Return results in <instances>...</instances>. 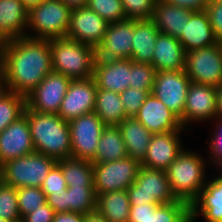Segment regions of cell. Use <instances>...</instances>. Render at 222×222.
<instances>
[{
    "label": "cell",
    "mask_w": 222,
    "mask_h": 222,
    "mask_svg": "<svg viewBox=\"0 0 222 222\" xmlns=\"http://www.w3.org/2000/svg\"><path fill=\"white\" fill-rule=\"evenodd\" d=\"M9 92L28 96L53 71L49 39L23 36L0 43Z\"/></svg>",
    "instance_id": "1"
},
{
    "label": "cell",
    "mask_w": 222,
    "mask_h": 222,
    "mask_svg": "<svg viewBox=\"0 0 222 222\" xmlns=\"http://www.w3.org/2000/svg\"><path fill=\"white\" fill-rule=\"evenodd\" d=\"M27 120L34 149L56 161L72 157L70 128L58 114H47L27 108Z\"/></svg>",
    "instance_id": "2"
},
{
    "label": "cell",
    "mask_w": 222,
    "mask_h": 222,
    "mask_svg": "<svg viewBox=\"0 0 222 222\" xmlns=\"http://www.w3.org/2000/svg\"><path fill=\"white\" fill-rule=\"evenodd\" d=\"M207 161L200 153L184 148L169 165L166 173L171 192L177 200L191 205L199 196L208 180L206 168L210 163Z\"/></svg>",
    "instance_id": "3"
},
{
    "label": "cell",
    "mask_w": 222,
    "mask_h": 222,
    "mask_svg": "<svg viewBox=\"0 0 222 222\" xmlns=\"http://www.w3.org/2000/svg\"><path fill=\"white\" fill-rule=\"evenodd\" d=\"M52 68L71 80L93 77L96 48L68 38L49 39Z\"/></svg>",
    "instance_id": "4"
},
{
    "label": "cell",
    "mask_w": 222,
    "mask_h": 222,
    "mask_svg": "<svg viewBox=\"0 0 222 222\" xmlns=\"http://www.w3.org/2000/svg\"><path fill=\"white\" fill-rule=\"evenodd\" d=\"M71 11L61 0H44L29 10L26 36L41 39L65 38Z\"/></svg>",
    "instance_id": "5"
},
{
    "label": "cell",
    "mask_w": 222,
    "mask_h": 222,
    "mask_svg": "<svg viewBox=\"0 0 222 222\" xmlns=\"http://www.w3.org/2000/svg\"><path fill=\"white\" fill-rule=\"evenodd\" d=\"M57 161L36 151L10 160L0 166V180L18 189L41 188L49 171Z\"/></svg>",
    "instance_id": "6"
},
{
    "label": "cell",
    "mask_w": 222,
    "mask_h": 222,
    "mask_svg": "<svg viewBox=\"0 0 222 222\" xmlns=\"http://www.w3.org/2000/svg\"><path fill=\"white\" fill-rule=\"evenodd\" d=\"M130 206L170 204L177 199L170 189L166 171L140 166L135 182L126 190Z\"/></svg>",
    "instance_id": "7"
},
{
    "label": "cell",
    "mask_w": 222,
    "mask_h": 222,
    "mask_svg": "<svg viewBox=\"0 0 222 222\" xmlns=\"http://www.w3.org/2000/svg\"><path fill=\"white\" fill-rule=\"evenodd\" d=\"M92 164L96 196L112 191L127 190L135 182L141 166L138 160L130 157Z\"/></svg>",
    "instance_id": "8"
},
{
    "label": "cell",
    "mask_w": 222,
    "mask_h": 222,
    "mask_svg": "<svg viewBox=\"0 0 222 222\" xmlns=\"http://www.w3.org/2000/svg\"><path fill=\"white\" fill-rule=\"evenodd\" d=\"M185 72L191 82L219 87L222 84V49L219 41L186 52Z\"/></svg>",
    "instance_id": "9"
},
{
    "label": "cell",
    "mask_w": 222,
    "mask_h": 222,
    "mask_svg": "<svg viewBox=\"0 0 222 222\" xmlns=\"http://www.w3.org/2000/svg\"><path fill=\"white\" fill-rule=\"evenodd\" d=\"M68 124L72 157L91 161L95 157L101 133L106 126L94 112L84 114Z\"/></svg>",
    "instance_id": "10"
},
{
    "label": "cell",
    "mask_w": 222,
    "mask_h": 222,
    "mask_svg": "<svg viewBox=\"0 0 222 222\" xmlns=\"http://www.w3.org/2000/svg\"><path fill=\"white\" fill-rule=\"evenodd\" d=\"M190 83L191 80L185 70L158 71L152 94L180 119L184 113Z\"/></svg>",
    "instance_id": "11"
},
{
    "label": "cell",
    "mask_w": 222,
    "mask_h": 222,
    "mask_svg": "<svg viewBox=\"0 0 222 222\" xmlns=\"http://www.w3.org/2000/svg\"><path fill=\"white\" fill-rule=\"evenodd\" d=\"M71 79L58 72H50L40 84L26 96V107L32 111L58 114Z\"/></svg>",
    "instance_id": "12"
},
{
    "label": "cell",
    "mask_w": 222,
    "mask_h": 222,
    "mask_svg": "<svg viewBox=\"0 0 222 222\" xmlns=\"http://www.w3.org/2000/svg\"><path fill=\"white\" fill-rule=\"evenodd\" d=\"M217 88L191 82L187 91L183 116L179 119L184 129L189 124L217 119Z\"/></svg>",
    "instance_id": "13"
},
{
    "label": "cell",
    "mask_w": 222,
    "mask_h": 222,
    "mask_svg": "<svg viewBox=\"0 0 222 222\" xmlns=\"http://www.w3.org/2000/svg\"><path fill=\"white\" fill-rule=\"evenodd\" d=\"M96 91L97 84L93 77L71 80L58 115L70 122L84 114L94 112Z\"/></svg>",
    "instance_id": "14"
},
{
    "label": "cell",
    "mask_w": 222,
    "mask_h": 222,
    "mask_svg": "<svg viewBox=\"0 0 222 222\" xmlns=\"http://www.w3.org/2000/svg\"><path fill=\"white\" fill-rule=\"evenodd\" d=\"M108 23L96 12L81 7L71 11L66 38L97 48L103 41Z\"/></svg>",
    "instance_id": "15"
},
{
    "label": "cell",
    "mask_w": 222,
    "mask_h": 222,
    "mask_svg": "<svg viewBox=\"0 0 222 222\" xmlns=\"http://www.w3.org/2000/svg\"><path fill=\"white\" fill-rule=\"evenodd\" d=\"M134 19L109 24L102 43L96 48L98 59H131Z\"/></svg>",
    "instance_id": "16"
},
{
    "label": "cell",
    "mask_w": 222,
    "mask_h": 222,
    "mask_svg": "<svg viewBox=\"0 0 222 222\" xmlns=\"http://www.w3.org/2000/svg\"><path fill=\"white\" fill-rule=\"evenodd\" d=\"M182 131H170L154 133L141 166L166 171L169 165L177 158L184 149L182 144Z\"/></svg>",
    "instance_id": "17"
},
{
    "label": "cell",
    "mask_w": 222,
    "mask_h": 222,
    "mask_svg": "<svg viewBox=\"0 0 222 222\" xmlns=\"http://www.w3.org/2000/svg\"><path fill=\"white\" fill-rule=\"evenodd\" d=\"M35 152L27 120L24 114L0 133V166L10 160Z\"/></svg>",
    "instance_id": "18"
},
{
    "label": "cell",
    "mask_w": 222,
    "mask_h": 222,
    "mask_svg": "<svg viewBox=\"0 0 222 222\" xmlns=\"http://www.w3.org/2000/svg\"><path fill=\"white\" fill-rule=\"evenodd\" d=\"M135 118L152 134L170 131H189L184 129L179 118L159 99L150 93Z\"/></svg>",
    "instance_id": "19"
},
{
    "label": "cell",
    "mask_w": 222,
    "mask_h": 222,
    "mask_svg": "<svg viewBox=\"0 0 222 222\" xmlns=\"http://www.w3.org/2000/svg\"><path fill=\"white\" fill-rule=\"evenodd\" d=\"M128 222H191L190 205L182 200L161 205L137 204L130 206Z\"/></svg>",
    "instance_id": "20"
},
{
    "label": "cell",
    "mask_w": 222,
    "mask_h": 222,
    "mask_svg": "<svg viewBox=\"0 0 222 222\" xmlns=\"http://www.w3.org/2000/svg\"><path fill=\"white\" fill-rule=\"evenodd\" d=\"M218 176L210 177L199 196L190 205V221L202 217L206 222H222V169Z\"/></svg>",
    "instance_id": "21"
},
{
    "label": "cell",
    "mask_w": 222,
    "mask_h": 222,
    "mask_svg": "<svg viewBox=\"0 0 222 222\" xmlns=\"http://www.w3.org/2000/svg\"><path fill=\"white\" fill-rule=\"evenodd\" d=\"M132 59H98L94 64L93 78L98 89L121 93L125 91L130 81V66Z\"/></svg>",
    "instance_id": "22"
},
{
    "label": "cell",
    "mask_w": 222,
    "mask_h": 222,
    "mask_svg": "<svg viewBox=\"0 0 222 222\" xmlns=\"http://www.w3.org/2000/svg\"><path fill=\"white\" fill-rule=\"evenodd\" d=\"M28 14L21 0H0V43L26 36Z\"/></svg>",
    "instance_id": "23"
},
{
    "label": "cell",
    "mask_w": 222,
    "mask_h": 222,
    "mask_svg": "<svg viewBox=\"0 0 222 222\" xmlns=\"http://www.w3.org/2000/svg\"><path fill=\"white\" fill-rule=\"evenodd\" d=\"M186 52L178 39L158 33L151 65L156 72L185 70Z\"/></svg>",
    "instance_id": "24"
},
{
    "label": "cell",
    "mask_w": 222,
    "mask_h": 222,
    "mask_svg": "<svg viewBox=\"0 0 222 222\" xmlns=\"http://www.w3.org/2000/svg\"><path fill=\"white\" fill-rule=\"evenodd\" d=\"M185 52L208 47L218 42L206 11L193 12L178 38Z\"/></svg>",
    "instance_id": "25"
},
{
    "label": "cell",
    "mask_w": 222,
    "mask_h": 222,
    "mask_svg": "<svg viewBox=\"0 0 222 222\" xmlns=\"http://www.w3.org/2000/svg\"><path fill=\"white\" fill-rule=\"evenodd\" d=\"M192 13L193 11L189 9L169 4L164 0H156L151 19L157 26L159 33L178 39Z\"/></svg>",
    "instance_id": "26"
},
{
    "label": "cell",
    "mask_w": 222,
    "mask_h": 222,
    "mask_svg": "<svg viewBox=\"0 0 222 222\" xmlns=\"http://www.w3.org/2000/svg\"><path fill=\"white\" fill-rule=\"evenodd\" d=\"M127 149V157L141 162L147 152L152 133L135 117H127L118 125Z\"/></svg>",
    "instance_id": "27"
},
{
    "label": "cell",
    "mask_w": 222,
    "mask_h": 222,
    "mask_svg": "<svg viewBox=\"0 0 222 222\" xmlns=\"http://www.w3.org/2000/svg\"><path fill=\"white\" fill-rule=\"evenodd\" d=\"M159 30L150 19H134L131 59L137 63H152L153 51Z\"/></svg>",
    "instance_id": "28"
},
{
    "label": "cell",
    "mask_w": 222,
    "mask_h": 222,
    "mask_svg": "<svg viewBox=\"0 0 222 222\" xmlns=\"http://www.w3.org/2000/svg\"><path fill=\"white\" fill-rule=\"evenodd\" d=\"M96 211L101 214L107 222H128L130 201L126 190L98 194Z\"/></svg>",
    "instance_id": "29"
},
{
    "label": "cell",
    "mask_w": 222,
    "mask_h": 222,
    "mask_svg": "<svg viewBox=\"0 0 222 222\" xmlns=\"http://www.w3.org/2000/svg\"><path fill=\"white\" fill-rule=\"evenodd\" d=\"M127 157V149L118 126H106L98 142L92 163L112 162Z\"/></svg>",
    "instance_id": "30"
},
{
    "label": "cell",
    "mask_w": 222,
    "mask_h": 222,
    "mask_svg": "<svg viewBox=\"0 0 222 222\" xmlns=\"http://www.w3.org/2000/svg\"><path fill=\"white\" fill-rule=\"evenodd\" d=\"M94 113L105 126H118L126 117L120 93L98 89Z\"/></svg>",
    "instance_id": "31"
},
{
    "label": "cell",
    "mask_w": 222,
    "mask_h": 222,
    "mask_svg": "<svg viewBox=\"0 0 222 222\" xmlns=\"http://www.w3.org/2000/svg\"><path fill=\"white\" fill-rule=\"evenodd\" d=\"M68 187L94 186V169L91 161L73 157L58 160Z\"/></svg>",
    "instance_id": "32"
},
{
    "label": "cell",
    "mask_w": 222,
    "mask_h": 222,
    "mask_svg": "<svg viewBox=\"0 0 222 222\" xmlns=\"http://www.w3.org/2000/svg\"><path fill=\"white\" fill-rule=\"evenodd\" d=\"M94 186L67 187V212L83 215L96 212Z\"/></svg>",
    "instance_id": "33"
},
{
    "label": "cell",
    "mask_w": 222,
    "mask_h": 222,
    "mask_svg": "<svg viewBox=\"0 0 222 222\" xmlns=\"http://www.w3.org/2000/svg\"><path fill=\"white\" fill-rule=\"evenodd\" d=\"M26 97L9 92L0 100V133L24 114Z\"/></svg>",
    "instance_id": "34"
},
{
    "label": "cell",
    "mask_w": 222,
    "mask_h": 222,
    "mask_svg": "<svg viewBox=\"0 0 222 222\" xmlns=\"http://www.w3.org/2000/svg\"><path fill=\"white\" fill-rule=\"evenodd\" d=\"M86 7L96 12L108 24L126 19L121 0H87Z\"/></svg>",
    "instance_id": "35"
},
{
    "label": "cell",
    "mask_w": 222,
    "mask_h": 222,
    "mask_svg": "<svg viewBox=\"0 0 222 222\" xmlns=\"http://www.w3.org/2000/svg\"><path fill=\"white\" fill-rule=\"evenodd\" d=\"M16 188L0 180V218L13 222L21 221Z\"/></svg>",
    "instance_id": "36"
},
{
    "label": "cell",
    "mask_w": 222,
    "mask_h": 222,
    "mask_svg": "<svg viewBox=\"0 0 222 222\" xmlns=\"http://www.w3.org/2000/svg\"><path fill=\"white\" fill-rule=\"evenodd\" d=\"M156 70L150 63L132 62L130 66V88L148 90L152 93Z\"/></svg>",
    "instance_id": "37"
},
{
    "label": "cell",
    "mask_w": 222,
    "mask_h": 222,
    "mask_svg": "<svg viewBox=\"0 0 222 222\" xmlns=\"http://www.w3.org/2000/svg\"><path fill=\"white\" fill-rule=\"evenodd\" d=\"M18 196V208L22 218L31 211L47 203L46 195L38 187H21L16 189Z\"/></svg>",
    "instance_id": "38"
},
{
    "label": "cell",
    "mask_w": 222,
    "mask_h": 222,
    "mask_svg": "<svg viewBox=\"0 0 222 222\" xmlns=\"http://www.w3.org/2000/svg\"><path fill=\"white\" fill-rule=\"evenodd\" d=\"M126 19L152 18L156 0H121Z\"/></svg>",
    "instance_id": "39"
},
{
    "label": "cell",
    "mask_w": 222,
    "mask_h": 222,
    "mask_svg": "<svg viewBox=\"0 0 222 222\" xmlns=\"http://www.w3.org/2000/svg\"><path fill=\"white\" fill-rule=\"evenodd\" d=\"M149 94L150 92L148 90L130 87L121 92L120 98L124 106L126 117H135Z\"/></svg>",
    "instance_id": "40"
},
{
    "label": "cell",
    "mask_w": 222,
    "mask_h": 222,
    "mask_svg": "<svg viewBox=\"0 0 222 222\" xmlns=\"http://www.w3.org/2000/svg\"><path fill=\"white\" fill-rule=\"evenodd\" d=\"M215 126L212 130L213 134L208 142L209 146V163L216 169H222V119L214 120Z\"/></svg>",
    "instance_id": "41"
},
{
    "label": "cell",
    "mask_w": 222,
    "mask_h": 222,
    "mask_svg": "<svg viewBox=\"0 0 222 222\" xmlns=\"http://www.w3.org/2000/svg\"><path fill=\"white\" fill-rule=\"evenodd\" d=\"M68 185L64 179L60 166L56 163L49 171L46 179L41 185V190L46 197L53 192H62L67 189Z\"/></svg>",
    "instance_id": "42"
},
{
    "label": "cell",
    "mask_w": 222,
    "mask_h": 222,
    "mask_svg": "<svg viewBox=\"0 0 222 222\" xmlns=\"http://www.w3.org/2000/svg\"><path fill=\"white\" fill-rule=\"evenodd\" d=\"M208 14L213 34L218 41L222 40V1L208 4L205 10Z\"/></svg>",
    "instance_id": "43"
},
{
    "label": "cell",
    "mask_w": 222,
    "mask_h": 222,
    "mask_svg": "<svg viewBox=\"0 0 222 222\" xmlns=\"http://www.w3.org/2000/svg\"><path fill=\"white\" fill-rule=\"evenodd\" d=\"M54 210L46 203L22 218V222H52Z\"/></svg>",
    "instance_id": "44"
},
{
    "label": "cell",
    "mask_w": 222,
    "mask_h": 222,
    "mask_svg": "<svg viewBox=\"0 0 222 222\" xmlns=\"http://www.w3.org/2000/svg\"><path fill=\"white\" fill-rule=\"evenodd\" d=\"M47 204L55 213L67 212V189L62 192H53L46 197Z\"/></svg>",
    "instance_id": "45"
},
{
    "label": "cell",
    "mask_w": 222,
    "mask_h": 222,
    "mask_svg": "<svg viewBox=\"0 0 222 222\" xmlns=\"http://www.w3.org/2000/svg\"><path fill=\"white\" fill-rule=\"evenodd\" d=\"M165 2L189 9L193 12L205 11L208 5L207 0H164Z\"/></svg>",
    "instance_id": "46"
},
{
    "label": "cell",
    "mask_w": 222,
    "mask_h": 222,
    "mask_svg": "<svg viewBox=\"0 0 222 222\" xmlns=\"http://www.w3.org/2000/svg\"><path fill=\"white\" fill-rule=\"evenodd\" d=\"M85 215L75 212L55 213L52 222H84Z\"/></svg>",
    "instance_id": "47"
},
{
    "label": "cell",
    "mask_w": 222,
    "mask_h": 222,
    "mask_svg": "<svg viewBox=\"0 0 222 222\" xmlns=\"http://www.w3.org/2000/svg\"><path fill=\"white\" fill-rule=\"evenodd\" d=\"M9 93L6 75L3 67L0 65V100Z\"/></svg>",
    "instance_id": "48"
},
{
    "label": "cell",
    "mask_w": 222,
    "mask_h": 222,
    "mask_svg": "<svg viewBox=\"0 0 222 222\" xmlns=\"http://www.w3.org/2000/svg\"><path fill=\"white\" fill-rule=\"evenodd\" d=\"M71 10L86 7L87 0H61Z\"/></svg>",
    "instance_id": "49"
},
{
    "label": "cell",
    "mask_w": 222,
    "mask_h": 222,
    "mask_svg": "<svg viewBox=\"0 0 222 222\" xmlns=\"http://www.w3.org/2000/svg\"><path fill=\"white\" fill-rule=\"evenodd\" d=\"M84 222H107L106 219L99 214L97 211L93 213H88L84 217Z\"/></svg>",
    "instance_id": "50"
},
{
    "label": "cell",
    "mask_w": 222,
    "mask_h": 222,
    "mask_svg": "<svg viewBox=\"0 0 222 222\" xmlns=\"http://www.w3.org/2000/svg\"><path fill=\"white\" fill-rule=\"evenodd\" d=\"M217 119H222V84L217 87Z\"/></svg>",
    "instance_id": "51"
},
{
    "label": "cell",
    "mask_w": 222,
    "mask_h": 222,
    "mask_svg": "<svg viewBox=\"0 0 222 222\" xmlns=\"http://www.w3.org/2000/svg\"><path fill=\"white\" fill-rule=\"evenodd\" d=\"M22 3L24 4V6L30 10L33 7H35L36 5H39L41 2H43L44 0H21Z\"/></svg>",
    "instance_id": "52"
},
{
    "label": "cell",
    "mask_w": 222,
    "mask_h": 222,
    "mask_svg": "<svg viewBox=\"0 0 222 222\" xmlns=\"http://www.w3.org/2000/svg\"><path fill=\"white\" fill-rule=\"evenodd\" d=\"M208 1V4H212V3H215V2H220L222 0H207Z\"/></svg>",
    "instance_id": "53"
},
{
    "label": "cell",
    "mask_w": 222,
    "mask_h": 222,
    "mask_svg": "<svg viewBox=\"0 0 222 222\" xmlns=\"http://www.w3.org/2000/svg\"><path fill=\"white\" fill-rule=\"evenodd\" d=\"M0 222H13V221H9V220L0 218Z\"/></svg>",
    "instance_id": "54"
},
{
    "label": "cell",
    "mask_w": 222,
    "mask_h": 222,
    "mask_svg": "<svg viewBox=\"0 0 222 222\" xmlns=\"http://www.w3.org/2000/svg\"><path fill=\"white\" fill-rule=\"evenodd\" d=\"M219 44H220V47H221V49H222V40H221V41H219Z\"/></svg>",
    "instance_id": "55"
}]
</instances>
